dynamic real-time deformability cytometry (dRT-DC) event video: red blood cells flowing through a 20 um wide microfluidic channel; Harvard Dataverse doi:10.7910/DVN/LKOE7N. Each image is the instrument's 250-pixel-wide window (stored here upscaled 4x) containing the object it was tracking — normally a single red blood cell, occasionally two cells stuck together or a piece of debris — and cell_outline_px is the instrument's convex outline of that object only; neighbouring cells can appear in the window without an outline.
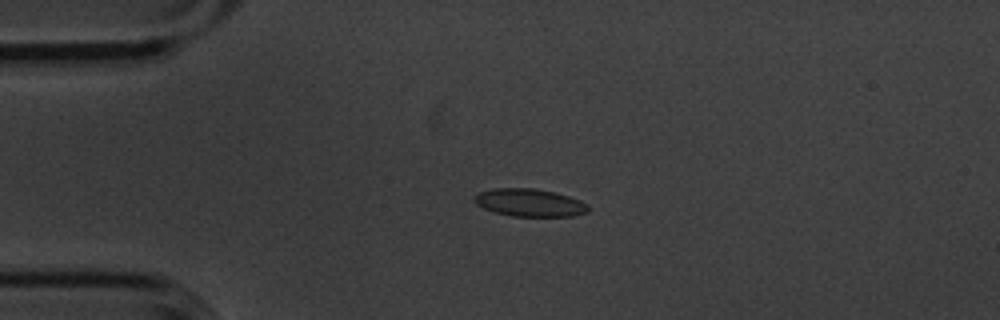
{"species": "common noctule bat (a hibernating species)", "species_latin": "Nyctalus noctula", "temperature_condition": "cold", "stored_images_in_passage": 4, "camera_frame_rate_fps": 3000, "um_per_image_px": 0.085, "animal": {"sex": "male", "body_mass_g": 20.1, "forearm_length_mm": 53.5}, "frame": {"image": 1, "passage_image": 4, "time_ms": 1.0, "image_size_px": [1000, 320], "cell_outline_px": [[588, 212], [572, 216], [512, 216], [496, 212], [484, 208], [476, 204], [472, 200], [472, 196], [476, 192], [492, 188], [532, 188], [552, 192], [568, 196], [580, 200], [588, 204]], "centroid_in_image_um": [44.96, 17.22], "position_along_channel_um": 40.0, "area_um2": 18.44}}